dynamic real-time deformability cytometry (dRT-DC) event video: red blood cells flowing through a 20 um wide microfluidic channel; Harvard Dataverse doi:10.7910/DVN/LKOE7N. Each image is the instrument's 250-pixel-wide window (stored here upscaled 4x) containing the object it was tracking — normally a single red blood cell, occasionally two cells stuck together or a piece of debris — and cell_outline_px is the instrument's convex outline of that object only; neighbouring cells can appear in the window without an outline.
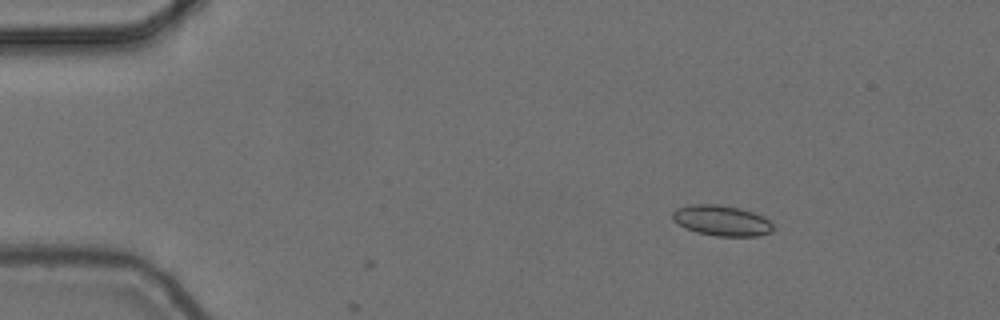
{"species": "common noctule bat (a hibernating species)", "species_latin": "Nyctalus noctula", "temperature_condition": "cold", "stored_images_in_passage": 6, "camera_frame_rate_fps": 3000, "um_per_image_px": 0.085, "animal": {"sex": "female", "body_mass_g": 24.6, "forearm_length_mm": 56.2}, "frame": {"image": 1, "passage_image": 3, "time_ms": 0.667, "image_size_px": [1000, 320], "cell_outline_px": [[776, 228], [772, 232], [756, 236], [716, 236], [696, 232], [672, 220], [672, 212], [676, 208], [692, 204], [716, 204], [740, 208], [764, 216], [772, 220]], "centroid_in_image_um": [61.4, 18.75], "position_along_channel_um": 23.6, "area_um2": 18.09}}
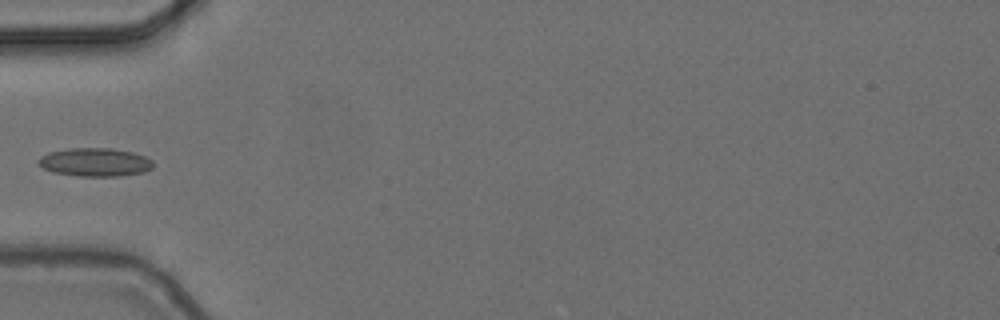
{"frame": {"image": 2, "passage_image": 6, "time_ms": 1.667, "image_size_px": [1000, 320], "cell_outline_px": [[152, 168], [144, 172], [120, 176], [80, 176], [52, 172], [44, 168], [36, 160], [40, 156], [48, 152], [68, 148], [112, 148], [132, 152], [144, 156], [152, 160]], "centroid_in_image_um": [8.06, 13.78], "position_along_channel_um": 76.9, "area_um2": 19.02}}